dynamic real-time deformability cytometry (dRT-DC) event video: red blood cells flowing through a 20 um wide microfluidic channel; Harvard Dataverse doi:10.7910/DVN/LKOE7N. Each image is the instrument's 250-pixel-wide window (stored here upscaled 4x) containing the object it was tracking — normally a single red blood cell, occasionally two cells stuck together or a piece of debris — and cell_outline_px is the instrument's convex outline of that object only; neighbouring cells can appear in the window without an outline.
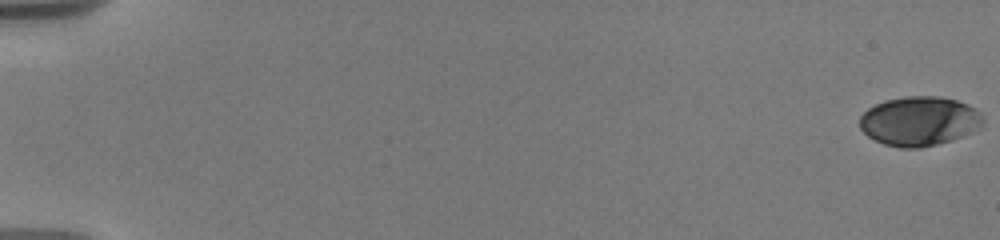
{"species": "human", "species_latin": "Homo sapiens", "temperature_condition": "warm", "stored_images_in_passage": 25, "camera_frame_rate_fps": 3000, "um_per_image_px": 0.085, "donor": {"sex": "male"}, "frame": {"image": 1, "passage_image": 1, "time_ms": 0.0, "image_size_px": [1000, 240], "cell_outline_px": [[984, 128], [952, 140], [920, 148], [900, 148], [884, 144], [868, 136], [860, 128], [860, 116], [868, 108], [884, 100], [908, 96], [936, 96], [956, 100], [968, 104], [976, 108], [984, 116]], "centroid_in_image_um": [78.2, 10.3], "position_along_channel_um": 6.8, "area_um2": 35.84}}
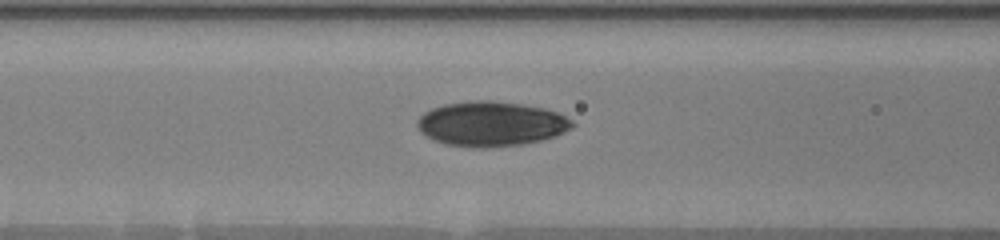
{"frame": {"image": 2, "passage_image": 12, "time_ms": 8.333, "image_size_px": [1000, 240], "cell_outline_px": [[576, 124], [572, 128], [556, 136], [524, 144], [488, 148], [476, 148], [444, 144], [432, 140], [420, 132], [416, 124], [416, 120], [424, 112], [432, 108], [444, 104], [472, 100], [492, 100], [524, 104], [544, 108], [556, 112], [572, 120]], "centroid_in_image_um": [41.72, 10.53], "position_along_channel_um": 124.9, "area_um2": 40.92}}
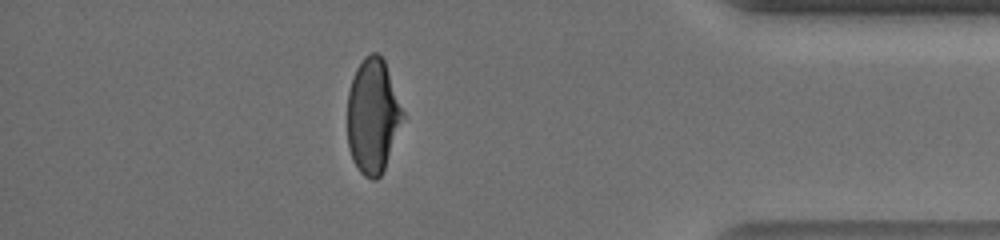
{"frame": {"image": 3, "passage_image": 23, "time_ms": 16.667, "image_size_px": [1000, 240], "cell_outline_px": [[404, 116], [384, 168], [380, 176], [376, 180], [372, 180], [364, 176], [360, 172], [352, 160], [348, 148], [348, 92], [356, 68], [364, 56], [372, 52], [376, 52], [384, 60], [404, 112]], "centroid_in_image_um": [31.67, 9.86], "position_along_channel_um": 403.5, "area_um2": 36.7}, "authors_computed_cell_mechanics": {"area_um2": 37.281, "velocity_mm_per_s": 3.6852, "shape_relaxation_time_tau1_ms": 4.323, "shape_relaxation_time_tau2_ms": 1.181, "deformation_change_tau1": 0.1573, "deformation_change_tau2": 0.0495}}